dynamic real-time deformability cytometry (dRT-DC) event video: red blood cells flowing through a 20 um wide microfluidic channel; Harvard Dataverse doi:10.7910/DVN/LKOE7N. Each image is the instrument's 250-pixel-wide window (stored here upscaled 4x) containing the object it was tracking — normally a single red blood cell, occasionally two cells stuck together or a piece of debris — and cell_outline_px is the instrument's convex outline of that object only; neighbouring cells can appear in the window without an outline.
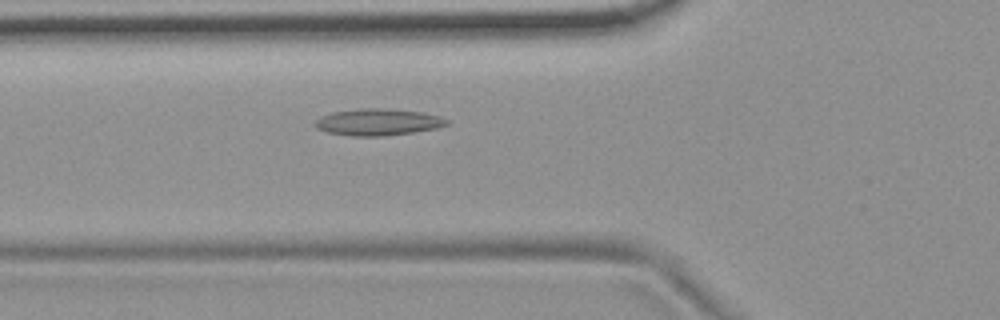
{"species": "common noctule bat (a hibernating species)", "species_latin": "Nyctalus noctula", "temperature_condition": "room temperature", "stored_images_in_passage": 48, "camera_frame_rate_fps": 3000, "um_per_image_px": 0.085, "animal": {"sex": "female", "body_mass_g": 19.9}, "frame": {"image": 1, "passage_image": 13, "time_ms": 4.0, "image_size_px": [1000, 320], "cell_outline_px": [[448, 124], [436, 128], [412, 132], [384, 136], [352, 136], [328, 132], [316, 128], [312, 124], [320, 116], [332, 112], [356, 108], [388, 108], [420, 112], [440, 116], [448, 120]], "centroid_in_image_um": [32.08, 10.37], "position_along_channel_um": 93.7, "area_um2": 20.58}}
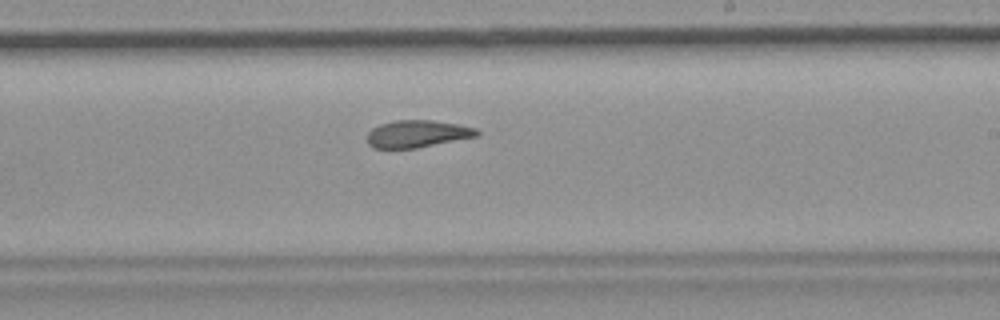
{"frame": {"image": 2, "passage_image": 26, "time_ms": 8.333, "image_size_px": [1000, 320], "cell_outline_px": [[480, 132], [476, 136], [416, 148], [372, 148], [368, 144], [368, 132], [372, 128], [380, 124], [392, 120], [432, 120], [460, 124], [476, 128]], "centroid_in_image_um": [35.45, 11.36], "position_along_channel_um": 253.5, "area_um2": 17.4}}
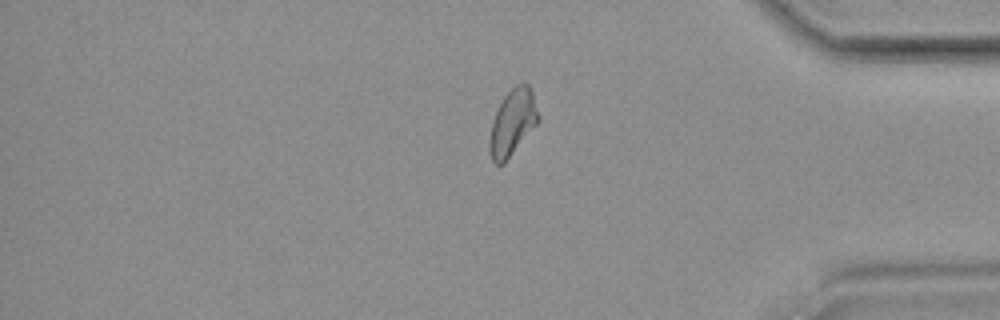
{"frame": {"image": 3, "passage_image": 39, "time_ms": 12.667, "image_size_px": [1000, 320], "cell_outline_px": [[540, 120], [504, 164], [496, 164], [492, 160], [488, 148], [488, 144], [492, 120], [504, 96], [520, 80], [524, 80], [528, 84], [532, 92]], "centroid_in_image_um": [43.56, 10.4], "position_along_channel_um": 391.6, "area_um2": 18.84}, "authors_computed_cell_mechanics": {"area_um2": 18.5249, "velocity_mm_per_s": 3.7055, "shape_relaxation_time_tau1_ms": null, "shape_relaxation_time_tau2_ms": 2.7335, "deformation_change_tau1": null, "deformation_change_tau2": 0.0983}}